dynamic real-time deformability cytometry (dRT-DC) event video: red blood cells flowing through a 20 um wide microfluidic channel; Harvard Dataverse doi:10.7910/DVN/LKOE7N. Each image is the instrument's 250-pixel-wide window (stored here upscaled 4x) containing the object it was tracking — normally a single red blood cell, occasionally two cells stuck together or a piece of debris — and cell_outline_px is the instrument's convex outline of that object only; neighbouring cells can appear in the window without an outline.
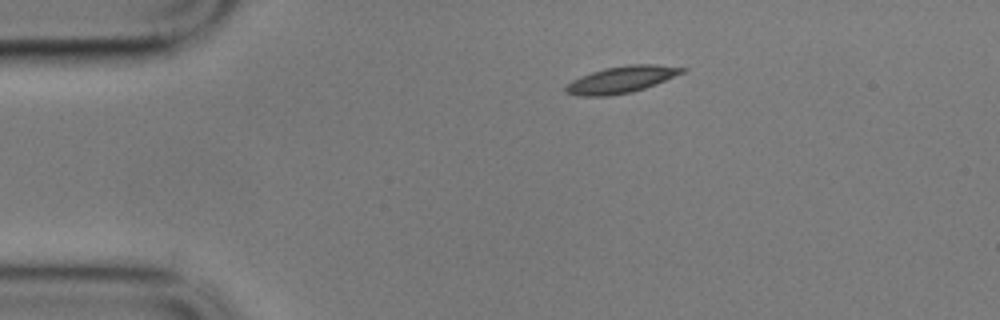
{"species": "common noctule bat (a hibernating species)", "species_latin": "Nyctalus noctula", "temperature_condition": "cold", "stored_images_in_passage": 4, "camera_frame_rate_fps": 3000, "um_per_image_px": 0.085, "animal": {"sex": "male", "body_mass_g": 17.9}, "frame": {"image": 1, "passage_image": 1, "time_ms": 0.0, "image_size_px": [1000, 320], "cell_outline_px": [[688, 68], [684, 72], [656, 84], [632, 92], [608, 96], [576, 96], [564, 92], [564, 88], [572, 80], [580, 76], [604, 68], [628, 64], [656, 64]], "centroid_in_image_um": [52.79, 6.76], "position_along_channel_um": 32.2, "area_um2": 18.21}}
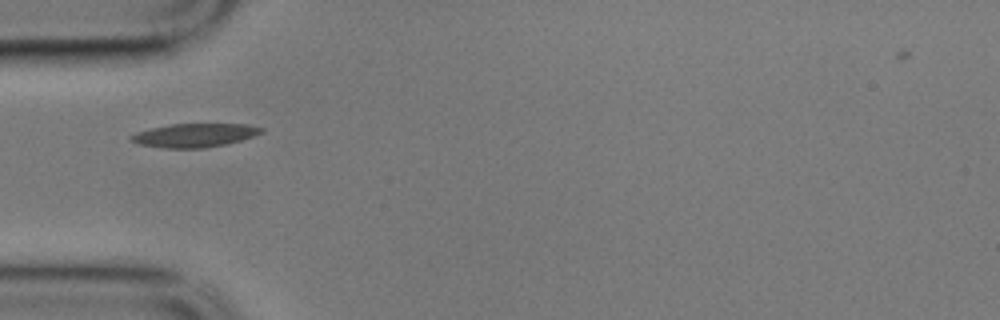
{"frame": {"image": 2, "passage_image": 3, "time_ms": 0.667, "image_size_px": [1000, 320], "cell_outline_px": [[264, 132], [240, 140], [224, 144], [204, 148], [160, 148], [140, 144], [128, 140], [128, 136], [136, 132], [152, 128], [172, 124], [248, 124], [264, 128]], "centroid_in_image_um": [16.5, 11.5], "position_along_channel_um": 68.5, "area_um2": 17.92}}